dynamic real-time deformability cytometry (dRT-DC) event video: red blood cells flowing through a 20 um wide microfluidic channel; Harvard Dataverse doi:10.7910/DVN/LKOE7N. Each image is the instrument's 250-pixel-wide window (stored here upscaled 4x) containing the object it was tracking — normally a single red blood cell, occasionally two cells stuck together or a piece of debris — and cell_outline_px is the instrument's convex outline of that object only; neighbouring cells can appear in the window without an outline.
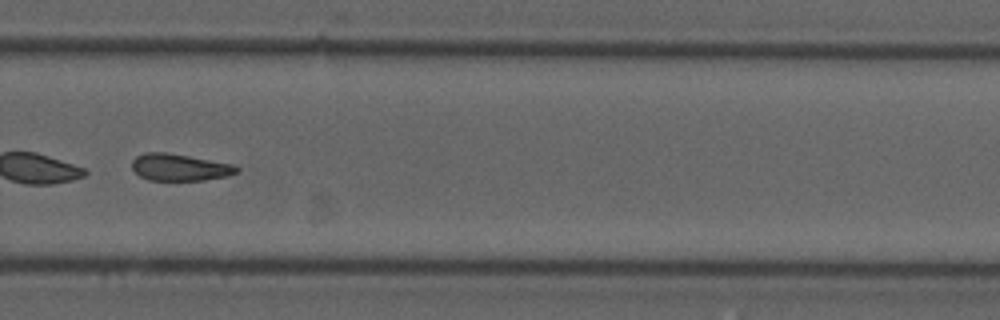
{"species": "common noctule bat (a hibernating species)", "species_latin": "Nyctalus noctula", "temperature_condition": "cold", "stored_images_in_passage": 45, "segment_of_instrument_passage": [2, 2], "camera_frame_rate_fps": 3000, "um_per_image_px": 0.085, "animal": {"sex": "male", "forearm_length_mm": 52.5}, "frame": {"image": 1, "passage_image": 37, "time_ms": 12.0, "image_size_px": [1000, 320], "cell_outline_px": [[240, 172], [228, 176], [204, 180], [148, 180], [140, 176], [132, 168], [132, 160], [136, 156], [144, 152], [164, 152], [188, 156], [232, 164], [240, 168]], "centroid_in_image_um": [15.28, 14.22], "position_along_channel_um": 314.5, "area_um2": 16.42}}